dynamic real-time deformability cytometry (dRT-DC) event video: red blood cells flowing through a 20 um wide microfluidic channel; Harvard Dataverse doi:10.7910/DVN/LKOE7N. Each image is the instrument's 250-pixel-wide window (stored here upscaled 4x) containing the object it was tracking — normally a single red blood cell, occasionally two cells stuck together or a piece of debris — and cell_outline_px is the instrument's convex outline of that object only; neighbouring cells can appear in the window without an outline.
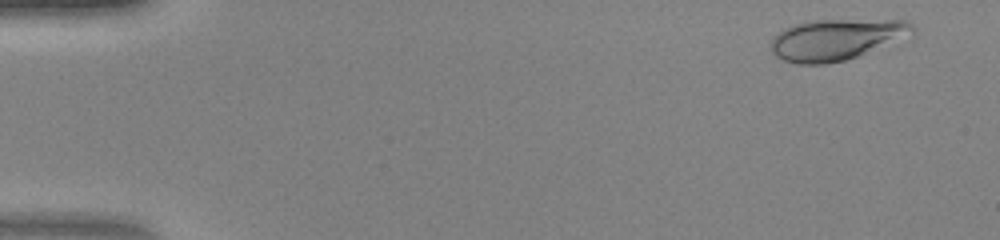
{"species": "human", "species_latin": "Homo sapiens", "temperature_condition": "warm", "stored_images_in_passage": 47, "camera_frame_rate_fps": 3000, "um_per_image_px": 0.085, "donor": {"sex": "female"}, "frame": {"image": 1, "passage_image": 3, "time_ms": 0.667, "image_size_px": [1000, 240], "cell_outline_px": [[916, 28], [912, 32], [860, 56], [844, 60], [824, 64], [796, 64], [784, 60], [776, 56], [772, 52], [772, 36], [784, 28], [796, 24], [812, 20], [908, 20]], "centroid_in_image_um": [71.02, 3.35], "position_along_channel_um": 14.0, "area_um2": 33.47}}
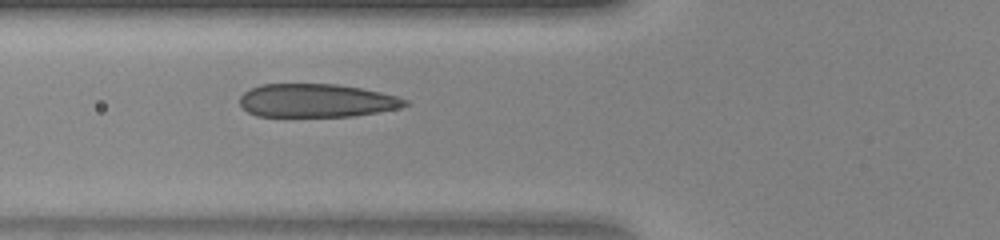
{"frame": {"image": 2, "passage_image": 18, "time_ms": 5.667, "image_size_px": [1000, 240], "cell_outline_px": [[412, 104], [396, 108], [376, 112], [352, 116], [256, 116], [248, 112], [240, 104], [240, 96], [244, 92], [260, 84], [336, 84], [360, 88], [380, 92], [396, 96], [408, 100]], "centroid_in_image_um": [26.89, 8.54], "position_along_channel_um": 98.9, "area_um2": 31.96}}
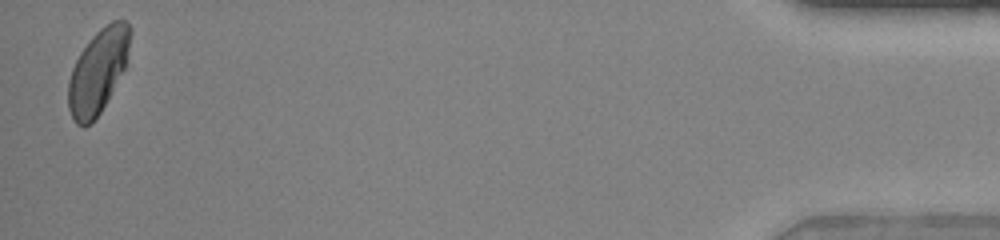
{"frame": {"image": 3, "passage_image": 46, "time_ms": 15.0, "image_size_px": [1000, 240], "cell_outline_px": [[132, 32], [124, 68], [100, 112], [92, 124], [84, 128], [76, 124], [72, 120], [68, 108], [68, 80], [72, 68], [80, 52], [92, 36], [100, 28], [112, 20], [124, 20], [132, 28]], "centroid_in_image_um": [8.3, 6.07], "position_along_channel_um": 426.9, "area_um2": 30.23}}